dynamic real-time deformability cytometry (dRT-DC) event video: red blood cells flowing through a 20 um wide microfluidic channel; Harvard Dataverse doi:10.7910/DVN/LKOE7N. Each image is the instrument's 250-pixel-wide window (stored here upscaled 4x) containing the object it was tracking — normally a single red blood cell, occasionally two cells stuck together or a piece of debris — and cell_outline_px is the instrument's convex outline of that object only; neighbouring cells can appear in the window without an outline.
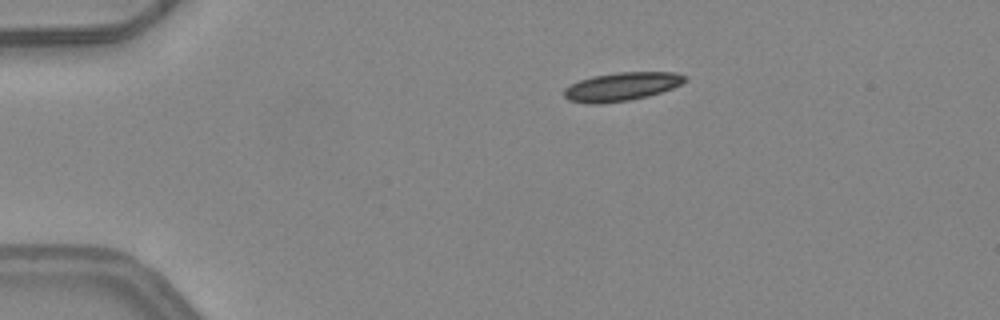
{"species": "common noctule bat (a hibernating species)", "species_latin": "Nyctalus noctula", "temperature_condition": "warm", "stored_images_in_passage": 4, "camera_frame_rate_fps": 3000, "um_per_image_px": 0.085, "animal": {"sex": "female", "body_mass_g": 24.6, "forearm_length_mm": 56.2}, "frame": {"image": 1, "passage_image": 1, "time_ms": 0.0, "image_size_px": [1000, 320], "cell_outline_px": [[688, 80], [672, 88], [648, 96], [628, 100], [600, 104], [588, 104], [568, 100], [564, 96], [564, 88], [580, 80], [592, 76], [620, 72], [676, 72], [688, 76]], "centroid_in_image_um": [52.85, 7.36], "position_along_channel_um": 32.2, "area_um2": 20.06}}